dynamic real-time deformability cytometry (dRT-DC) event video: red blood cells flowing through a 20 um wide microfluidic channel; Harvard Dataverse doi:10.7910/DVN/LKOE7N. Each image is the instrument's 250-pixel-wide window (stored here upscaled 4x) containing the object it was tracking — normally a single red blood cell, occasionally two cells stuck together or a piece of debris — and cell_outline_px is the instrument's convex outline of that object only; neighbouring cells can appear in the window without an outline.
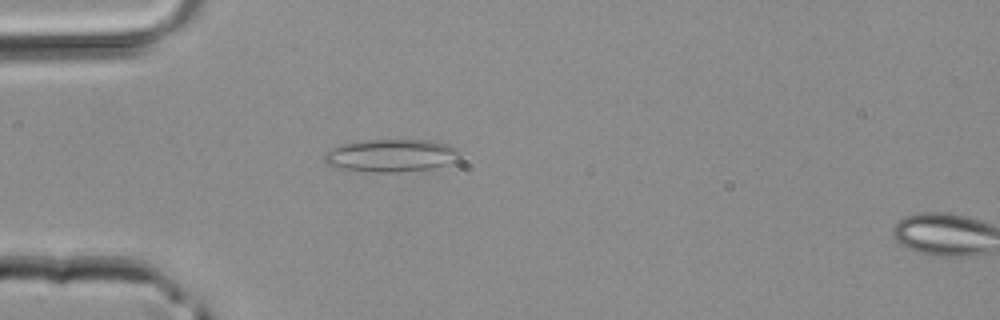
{"species": "common noctule bat (a hibernating species)", "species_latin": "Nyctalus noctula", "temperature_condition": "room temperature", "stored_images_in_passage": 42, "camera_frame_rate_fps": 3000, "um_per_image_px": 0.085, "animal": {"sex": "male", "body_mass_g": 20.4}, "frame": {"image": 1, "passage_image": 12, "time_ms": 3.667, "image_size_px": [1000, 320], "cell_outline_px": [[460, 152], [444, 164], [428, 168], [400, 172], [372, 172], [344, 168], [328, 164], [324, 160], [324, 156], [328, 152], [340, 144], [364, 140], [436, 140], [460, 148]], "centroid_in_image_um": [33.23, 13.19], "position_along_channel_um": 51.8, "area_um2": 25.2}}
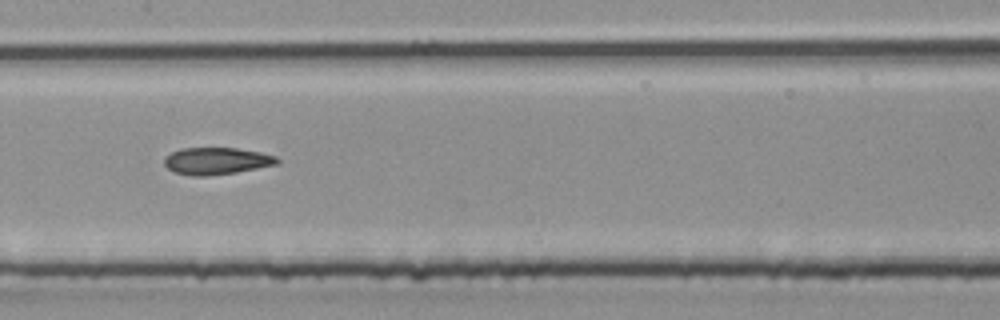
{"frame": {"image": 2, "passage_image": 21, "time_ms": 6.667, "image_size_px": [1000, 320], "cell_outline_px": [[280, 164], [236, 172], [208, 176], [192, 176], [176, 172], [168, 168], [164, 164], [164, 156], [180, 148], [236, 148], [260, 152], [276, 156], [280, 160]], "centroid_in_image_um": [18.42, 13.68], "position_along_channel_um": 189.0, "area_um2": 17.86}}
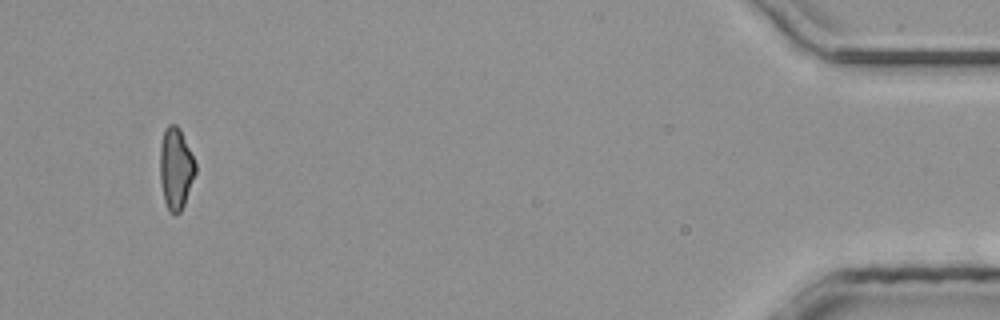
{"frame": {"image": 3, "passage_image": 40, "time_ms": 13.0, "image_size_px": [1000, 320], "cell_outline_px": [[196, 172], [184, 204], [180, 212], [176, 216], [168, 212], [164, 200], [160, 184], [160, 144], [164, 128], [168, 124], [176, 124], [180, 128], [196, 164]], "centroid_in_image_um": [14.92, 14.33], "position_along_channel_um": 420.3, "area_um2": 17.11}}